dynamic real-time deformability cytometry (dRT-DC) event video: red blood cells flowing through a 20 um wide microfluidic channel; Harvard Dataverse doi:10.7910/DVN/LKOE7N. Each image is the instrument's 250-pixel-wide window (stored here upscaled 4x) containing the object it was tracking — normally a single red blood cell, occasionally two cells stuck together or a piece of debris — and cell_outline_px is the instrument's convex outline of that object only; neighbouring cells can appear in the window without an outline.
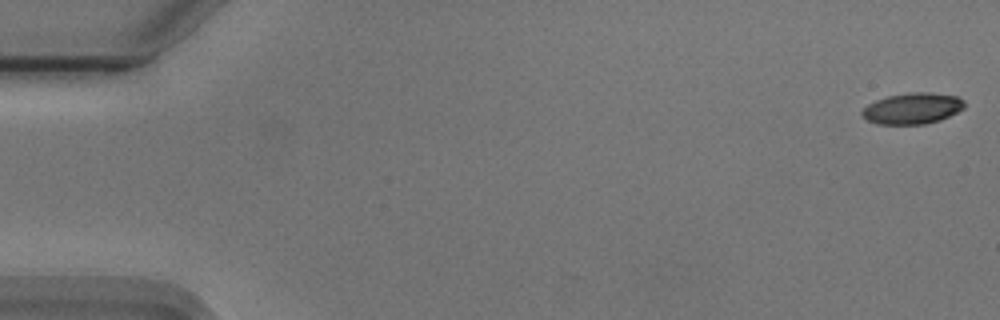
{"species": "Egyptian fruit bat (a non-hibernating species)", "species_latin": "Rousettus aegyptiacus", "temperature_condition": "cold", "stored_images_in_passage": 55, "camera_frame_rate_fps": 3000, "um_per_image_px": 0.085, "animal": {"sex": "male"}, "frame": {"image": 1, "passage_image": 1, "time_ms": 0.0, "image_size_px": [1000, 320], "cell_outline_px": [[964, 108], [940, 120], [924, 124], [876, 124], [860, 116], [860, 112], [868, 104], [876, 100], [888, 96], [908, 92], [928, 92], [956, 96], [964, 100]], "centroid_in_image_um": [77.52, 9.21], "position_along_channel_um": 7.5, "area_um2": 18.55}}
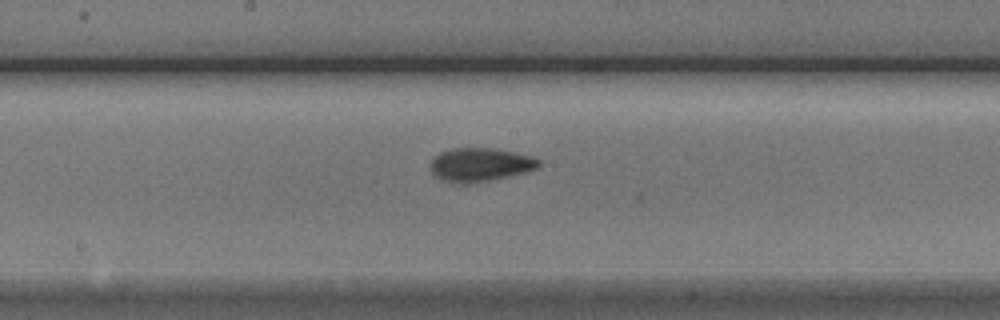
{"frame": {"image": 2, "passage_image": 29, "time_ms": 9.333, "image_size_px": [1000, 320], "cell_outline_px": [[540, 164], [536, 168], [524, 172], [508, 176], [468, 184], [452, 184], [436, 176], [432, 172], [432, 160], [440, 152], [452, 148], [496, 148], [516, 152], [532, 156], [540, 160]], "centroid_in_image_um": [40.82, 13.99], "position_along_channel_um": 207.4, "area_um2": 21.1}}
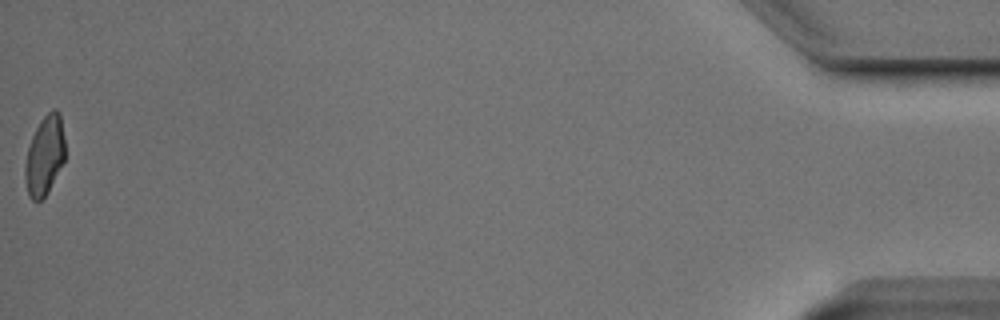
{"frame": {"image": 3, "passage_image": 55, "time_ms": 18.0, "image_size_px": [1000, 320], "cell_outline_px": [[64, 160], [48, 192], [40, 200], [32, 200], [28, 196], [24, 176], [24, 168], [28, 148], [32, 136], [40, 120], [52, 108], [56, 108], [60, 112], [64, 136]], "centroid_in_image_um": [3.79, 13.2], "position_along_channel_um": 431.4, "area_um2": 18.5}, "authors_computed_cell_mechanics": {"area_um2": 19.5364, "velocity_mm_per_s": 3.7403, "shape_relaxation_time_tau1_ms": 3.0246, "shape_relaxation_time_tau2_ms": 2.8391, "deformation_change_tau1": 0.1171, "deformation_change_tau2": 0.0753}}